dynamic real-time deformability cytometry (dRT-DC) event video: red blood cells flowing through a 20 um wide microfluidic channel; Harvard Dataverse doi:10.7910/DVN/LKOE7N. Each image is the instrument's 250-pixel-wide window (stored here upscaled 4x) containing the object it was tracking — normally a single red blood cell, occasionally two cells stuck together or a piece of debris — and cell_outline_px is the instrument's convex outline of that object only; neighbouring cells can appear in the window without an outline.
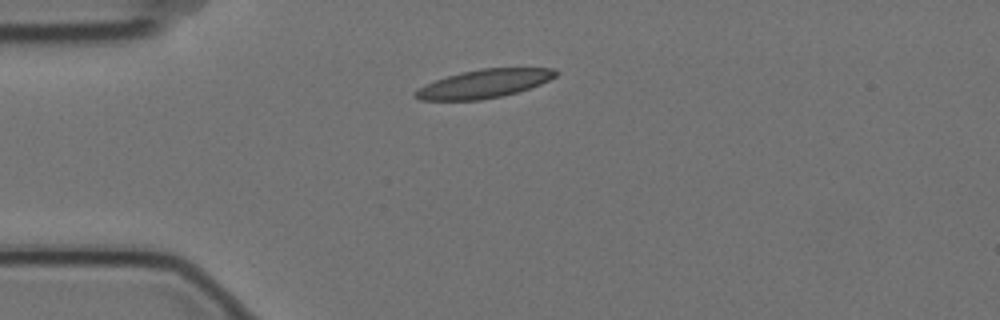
{"species": "Egyptian fruit bat (a non-hibernating species)", "species_latin": "Rousettus aegyptiacus", "temperature_condition": "cold", "stored_images_in_passage": 4, "camera_frame_rate_fps": 3000, "um_per_image_px": 0.085, "animal": {"sex": "female"}, "frame": {"image": 1, "passage_image": 1, "time_ms": 0.0, "image_size_px": [1000, 320], "cell_outline_px": [[560, 72], [556, 76], [540, 84], [504, 96], [480, 100], [420, 100], [412, 96], [412, 92], [416, 88], [436, 80], [460, 72], [480, 68], [552, 68]], "centroid_in_image_um": [41.1, 7.12], "position_along_channel_um": 43.9, "area_um2": 23.35}}
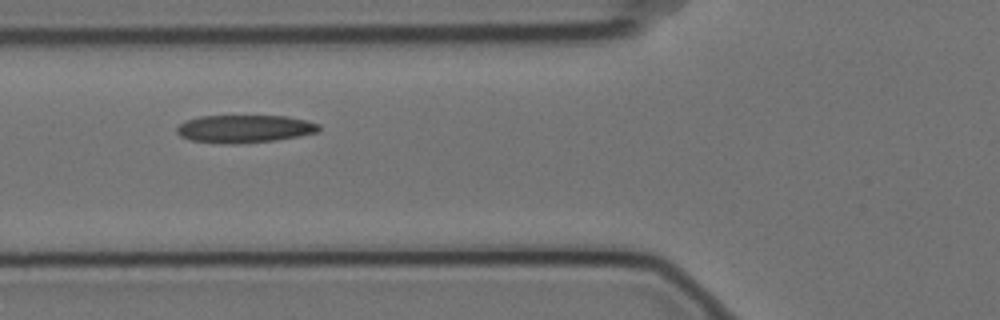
{"frame": {"image": 2, "passage_image": 3, "time_ms": 0.667, "image_size_px": [1000, 320], "cell_outline_px": [[320, 128], [316, 132], [300, 136], [276, 140], [228, 144], [192, 140], [180, 136], [176, 132], [176, 128], [184, 120], [200, 116], [288, 116], [320, 124]], "centroid_in_image_um": [20.76, 10.94], "position_along_channel_um": 105.0, "area_um2": 22.89}}
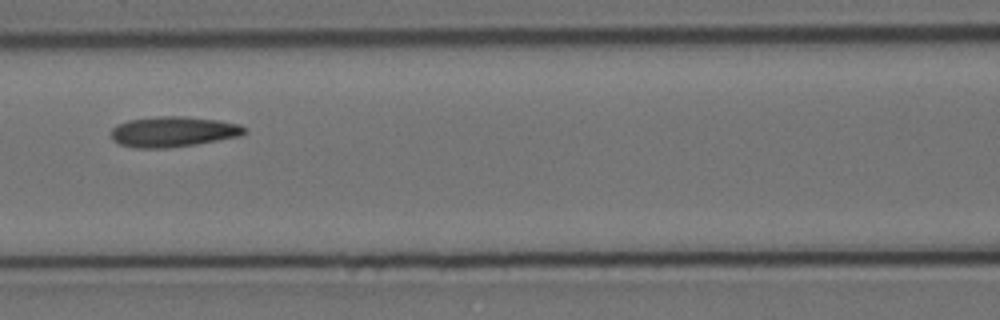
{"frame": {"image": 3, "passage_image": 4, "time_ms": 1.0, "image_size_px": [1000, 320], "cell_outline_px": [[248, 132], [240, 136], [196, 144], [164, 148], [136, 148], [120, 144], [112, 140], [112, 128], [116, 124], [128, 120], [156, 116], [180, 116], [220, 120], [240, 124], [248, 128]], "centroid_in_image_um": [14.75, 11.19], "position_along_channel_um": 151.9, "area_um2": 23.81}}